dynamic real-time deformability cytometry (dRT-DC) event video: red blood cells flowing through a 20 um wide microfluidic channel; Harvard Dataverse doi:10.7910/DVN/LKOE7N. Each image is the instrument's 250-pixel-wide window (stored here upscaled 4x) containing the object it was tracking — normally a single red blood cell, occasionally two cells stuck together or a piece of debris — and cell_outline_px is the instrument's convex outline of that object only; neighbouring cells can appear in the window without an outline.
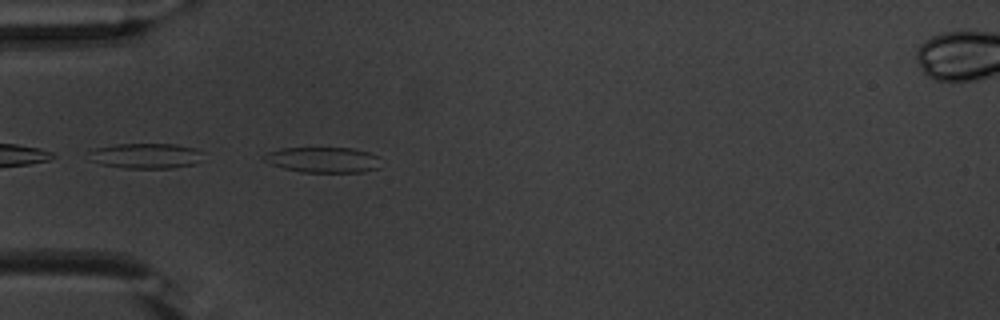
{"species": "common noctule bat (a hibernating species)", "species_latin": "Nyctalus noctula", "temperature_condition": "warm", "stored_images_in_passage": 4, "camera_frame_rate_fps": 3000, "um_per_image_px": 0.085, "animal": {"sex": "male", "body_mass_g": 20.1, "forearm_length_mm": 53.5}, "frame": {"image": 1, "passage_image": 1, "time_ms": 0.0, "image_size_px": [1000, 320], "cell_outline_px": [[380, 168], [364, 172], [300, 172], [268, 164], [264, 160], [264, 156], [268, 152], [280, 148], [352, 148], [368, 152], [380, 156]], "centroid_in_image_um": [27.49, 13.59], "position_along_channel_um": 57.5, "area_um2": 17.57}}